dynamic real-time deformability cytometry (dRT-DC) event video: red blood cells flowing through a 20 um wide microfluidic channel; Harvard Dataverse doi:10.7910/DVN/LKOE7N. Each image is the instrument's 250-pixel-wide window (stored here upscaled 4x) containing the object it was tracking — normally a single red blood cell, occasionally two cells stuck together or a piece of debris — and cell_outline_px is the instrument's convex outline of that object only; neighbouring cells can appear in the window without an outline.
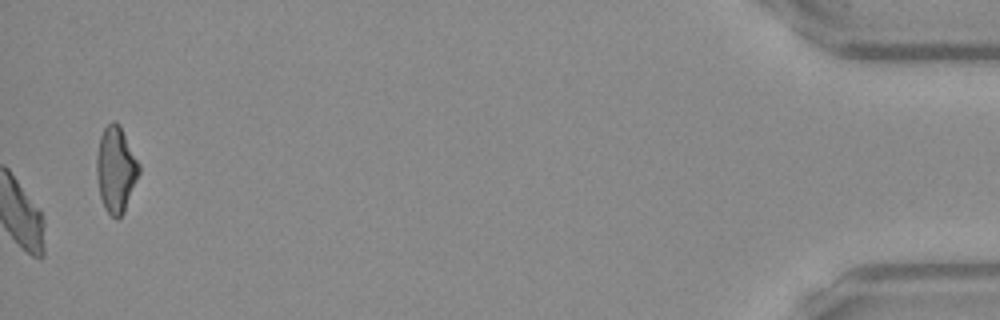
{"species": "Egyptian fruit bat (a non-hibernating species)", "species_latin": "Rousettus aegyptiacus", "temperature_condition": "warm", "stored_images_in_passage": 41, "camera_frame_rate_fps": 3000, "um_per_image_px": 0.085, "frame": {"image": 1, "passage_image": 41, "time_ms": 13.333, "image_size_px": [1000, 320], "cell_outline_px": [[140, 172], [124, 212], [116, 220], [104, 208], [100, 196], [96, 176], [96, 156], [100, 136], [104, 128], [112, 120], [116, 120], [120, 124], [140, 164]], "centroid_in_image_um": [9.85, 14.38], "position_along_channel_um": 425.4, "area_um2": 21.44}, "authors_computed_cell_mechanics": {"area_um2": 21.5594, "velocity_mm_per_s": 3.8948, "shape_relaxation_time_tau1_ms": null, "shape_relaxation_time_tau2_ms": 4.3858, "deformation_change_tau1": null, "deformation_change_tau2": 0.1417}}